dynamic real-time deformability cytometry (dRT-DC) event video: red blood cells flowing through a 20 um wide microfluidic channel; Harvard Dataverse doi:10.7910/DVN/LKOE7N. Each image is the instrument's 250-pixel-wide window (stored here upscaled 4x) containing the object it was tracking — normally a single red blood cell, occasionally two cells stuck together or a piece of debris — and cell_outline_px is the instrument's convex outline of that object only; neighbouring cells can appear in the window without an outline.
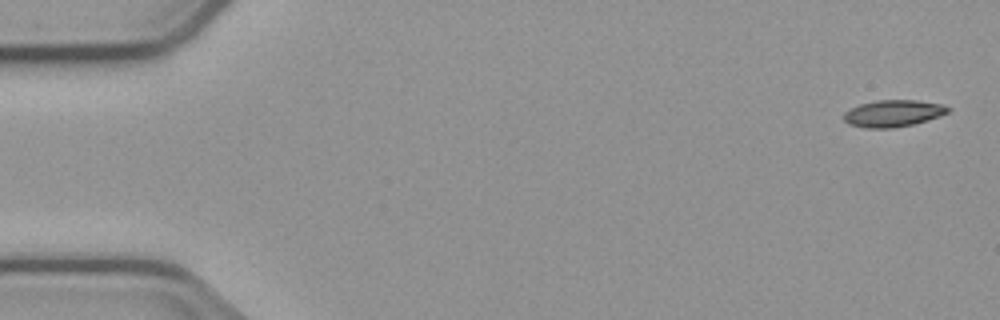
{"species": "common noctule bat (a hibernating species)", "species_latin": "Nyctalus noctula", "temperature_condition": "cold", "stored_images_in_passage": 5, "segment_of_instrument_passage": [2, 2], "camera_frame_rate_fps": 3000, "um_per_image_px": 0.085, "animal": {"sex": "male", "body_mass_g": 23.1, "forearm_length_mm": 52.7}, "frame": {"image": 1, "passage_image": 5, "time_ms": 4.667, "image_size_px": [1000, 320], "cell_outline_px": [[952, 108], [948, 112], [940, 116], [928, 120], [912, 124], [892, 128], [864, 128], [848, 124], [844, 120], [844, 112], [860, 104], [876, 100], [916, 100], [940, 104]], "centroid_in_image_um": [75.91, 9.64], "position_along_channel_um": 9.1, "area_um2": 16.24}}